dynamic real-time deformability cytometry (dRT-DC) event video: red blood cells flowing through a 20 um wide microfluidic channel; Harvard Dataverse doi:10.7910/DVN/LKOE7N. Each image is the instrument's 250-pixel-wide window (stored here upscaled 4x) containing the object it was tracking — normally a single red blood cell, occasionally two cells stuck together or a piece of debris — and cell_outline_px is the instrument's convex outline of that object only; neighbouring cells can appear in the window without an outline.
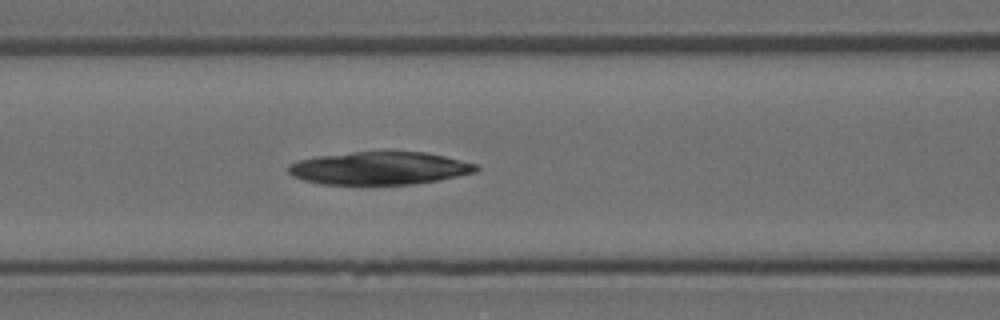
{"species": "Egyptian fruit bat (a non-hibernating species)", "species_latin": "Rousettus aegyptiacus", "temperature_condition": "room temperature", "stored_images_in_passage": 47, "camera_frame_rate_fps": 3000, "um_per_image_px": 0.085, "animal": {"sex": "female"}, "frame": {"image": 1, "passage_image": 21, "time_ms": 6.667, "image_size_px": [1000, 320], "cell_outline_px": [[480, 168], [476, 172], [436, 180], [412, 184], [320, 184], [304, 180], [292, 176], [288, 172], [288, 164], [300, 160], [316, 156], [352, 152], [424, 152], [444, 156], [476, 164]], "centroid_in_image_um": [32.22, 14.3], "position_along_channel_um": 134.4, "area_um2": 35.66}}
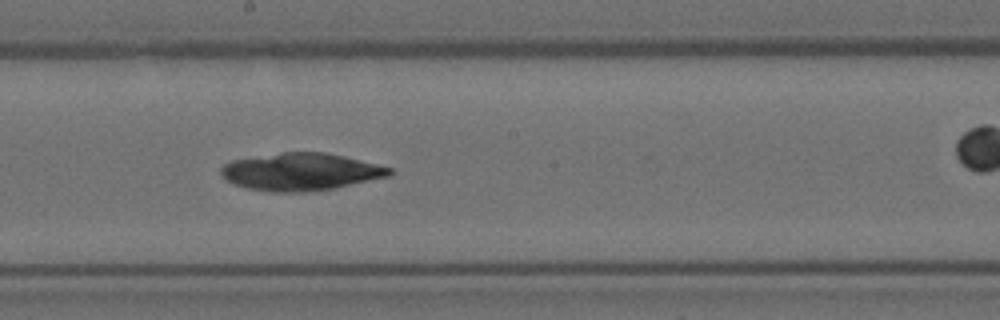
{"frame": {"image": 2, "passage_image": 28, "time_ms": 9.0, "image_size_px": [1000, 320], "cell_outline_px": [[392, 172], [388, 176], [332, 188], [304, 192], [272, 192], [248, 188], [232, 184], [220, 172], [220, 168], [224, 164], [232, 160], [284, 152], [324, 152], [344, 156], [392, 168]], "centroid_in_image_um": [25.53, 14.6], "position_along_channel_um": 222.7, "area_um2": 36.24}}